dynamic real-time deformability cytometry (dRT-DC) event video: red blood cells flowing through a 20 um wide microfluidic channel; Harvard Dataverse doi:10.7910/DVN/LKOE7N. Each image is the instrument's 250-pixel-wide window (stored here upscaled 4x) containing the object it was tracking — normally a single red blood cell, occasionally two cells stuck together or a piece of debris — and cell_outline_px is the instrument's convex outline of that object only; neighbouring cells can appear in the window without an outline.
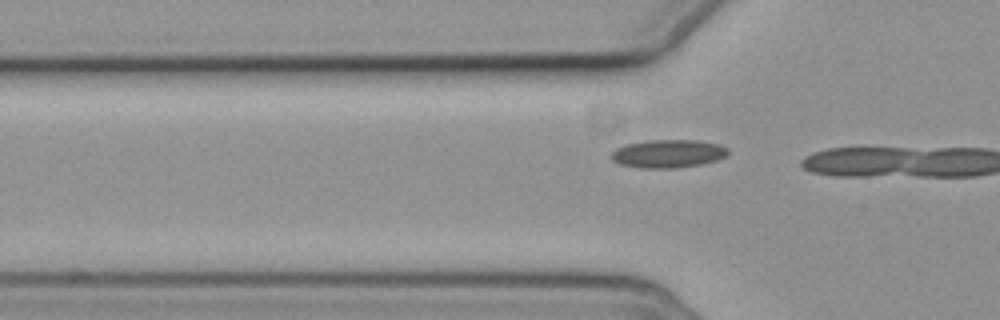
{"species": "common noctule bat (a hibernating species)", "species_latin": "Nyctalus noctula", "temperature_condition": "cold", "stored_images_in_passage": 6, "segment_of_instrument_passage": [2, 2], "camera_frame_rate_fps": 3000, "um_per_image_px": 0.085, "animal": {"sex": "female", "body_mass_g": 19.3, "forearm_length_mm": 54.1}, "frame": {"image": 1, "passage_image": 6, "time_ms": 6.0, "image_size_px": [1000, 320], "cell_outline_px": [[728, 152], [724, 156], [716, 160], [700, 164], [676, 168], [640, 168], [620, 164], [612, 160], [612, 152], [616, 148], [624, 144], [652, 140], [696, 140], [720, 144], [728, 148]], "centroid_in_image_um": [56.77, 13.06], "position_along_channel_um": 69.0, "area_um2": 19.07}}